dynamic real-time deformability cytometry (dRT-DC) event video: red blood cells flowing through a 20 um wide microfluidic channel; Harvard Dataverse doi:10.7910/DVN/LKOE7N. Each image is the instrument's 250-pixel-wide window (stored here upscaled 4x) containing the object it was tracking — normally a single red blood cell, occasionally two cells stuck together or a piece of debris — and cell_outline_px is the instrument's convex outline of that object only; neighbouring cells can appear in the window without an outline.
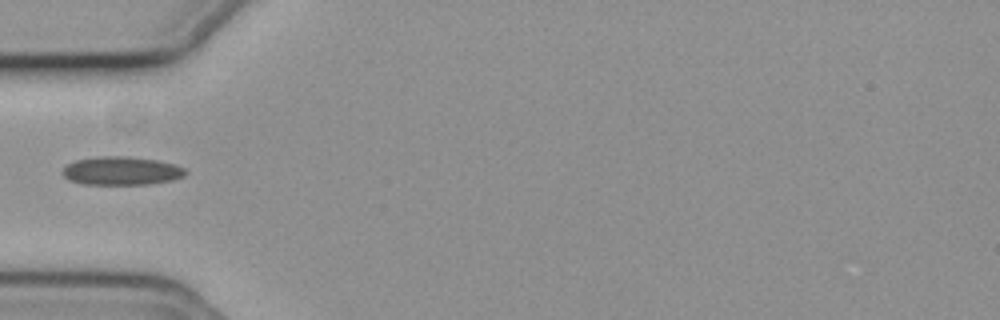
{"species": "common noctule bat (a hibernating species)", "species_latin": "Nyctalus noctula", "temperature_condition": "cold", "stored_images_in_passage": 38, "camera_frame_rate_fps": 3000, "um_per_image_px": 0.085, "animal": {"sex": "female", "body_mass_g": 19.3, "forearm_length_mm": 54.1}, "frame": {"image": 1, "passage_image": 1, "time_ms": 0.0, "image_size_px": [1000, 320], "cell_outline_px": [[188, 172], [184, 176], [172, 180], [148, 184], [84, 184], [68, 180], [60, 172], [68, 164], [76, 160], [100, 156], [128, 156], [156, 160], [172, 164], [184, 168]], "centroid_in_image_um": [10.3, 14.52], "position_along_channel_um": 74.7, "area_um2": 20.29}}
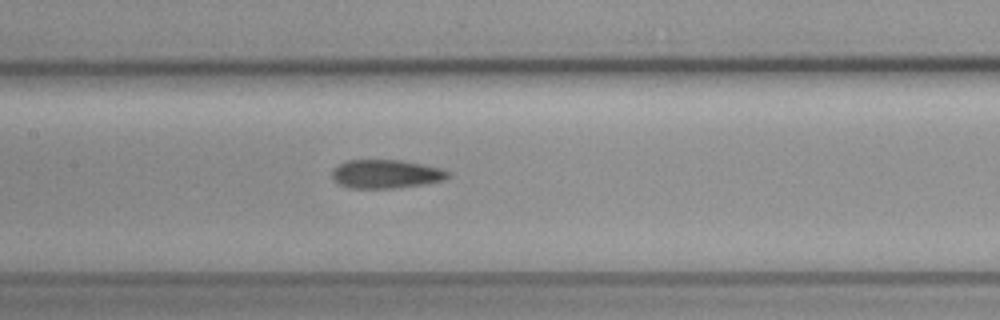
{"frame": {"image": 2, "passage_image": 9, "time_ms": 2.667, "image_size_px": [1000, 320], "cell_outline_px": [[448, 176], [444, 180], [424, 184], [392, 188], [348, 188], [340, 184], [332, 176], [332, 172], [340, 164], [348, 160], [404, 160], [440, 168], [448, 172]], "centroid_in_image_um": [32.81, 14.79], "position_along_channel_um": 174.6, "area_um2": 19.07}}
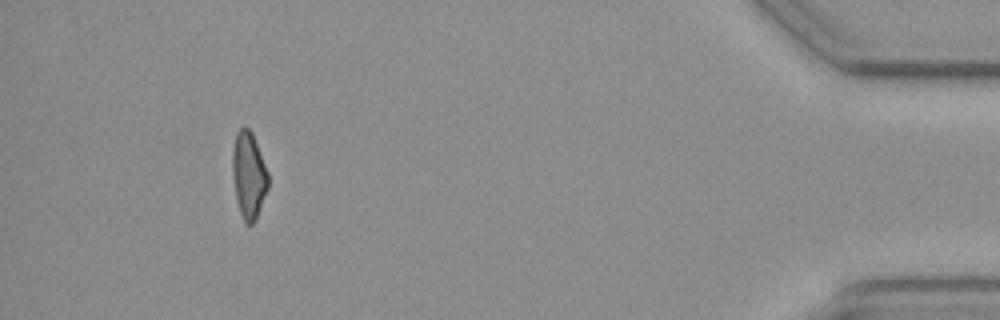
{"frame": {"image": 3, "passage_image": 34, "time_ms": 11.0, "image_size_px": [1000, 320], "cell_outline_px": [[268, 188], [256, 216], [252, 224], [244, 224], [240, 212], [236, 196], [232, 176], [232, 148], [236, 132], [240, 128], [248, 128], [252, 132], [268, 172]], "centroid_in_image_um": [21.12, 14.86], "position_along_channel_um": 414.1, "area_um2": 17.86}}